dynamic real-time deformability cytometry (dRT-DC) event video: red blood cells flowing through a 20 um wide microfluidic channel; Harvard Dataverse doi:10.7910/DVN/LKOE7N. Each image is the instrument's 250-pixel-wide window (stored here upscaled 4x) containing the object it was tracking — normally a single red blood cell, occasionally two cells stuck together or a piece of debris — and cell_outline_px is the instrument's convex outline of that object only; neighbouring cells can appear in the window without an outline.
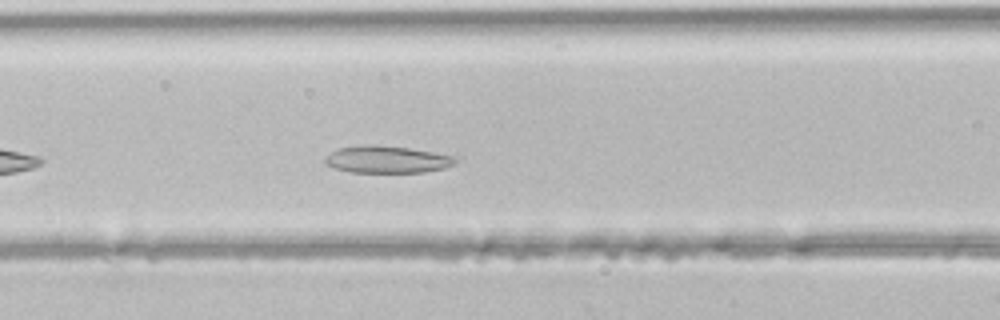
{"species": "common noctule bat (a hibernating species)", "species_latin": "Nyctalus noctula", "temperature_condition": "room temperature", "stored_images_in_passage": 25, "camera_frame_rate_fps": 3000, "um_per_image_px": 0.085, "animal": {"sex": "male", "body_mass_g": 21.5, "forearm_length_mm": 52.0}, "frame": {"image": 1, "passage_image": 6, "time_ms": 1.667, "image_size_px": [1000, 320], "cell_outline_px": [[456, 160], [452, 164], [444, 168], [424, 172], [352, 172], [336, 168], [324, 164], [324, 156], [340, 148], [360, 144], [376, 144], [408, 148], [432, 152], [452, 156]], "centroid_in_image_um": [32.82, 13.54], "position_along_channel_um": 133.8, "area_um2": 20.46}}
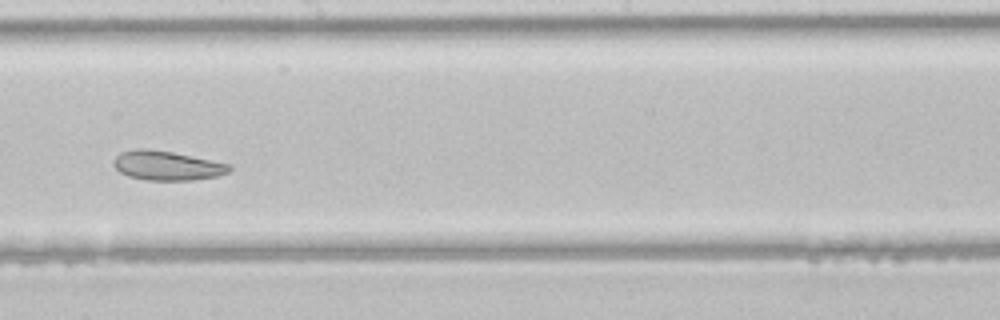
{"frame": {"image": 2, "passage_image": 13, "time_ms": 4.0, "image_size_px": [1000, 320], "cell_outline_px": [[232, 168], [228, 172], [216, 176], [192, 180], [148, 180], [128, 176], [120, 172], [112, 164], [112, 160], [120, 152], [132, 148], [148, 148], [172, 152], [228, 164]], "centroid_in_image_um": [14.11, 14.06], "position_along_channel_um": 234.1, "area_um2": 19.71}}
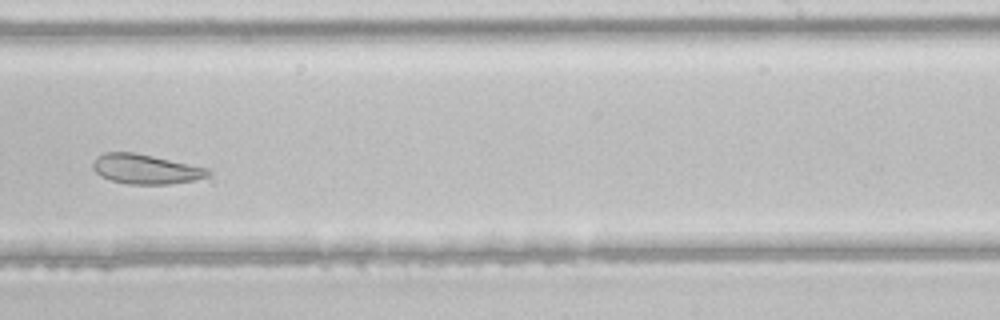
{"frame": {"image": 3, "passage_image": 16, "time_ms": 5.0, "image_size_px": [1000, 320], "cell_outline_px": [[208, 176], [192, 180], [168, 184], [128, 184], [112, 180], [100, 176], [92, 168], [92, 164], [96, 156], [104, 152], [132, 152], [152, 156], [208, 168]], "centroid_in_image_um": [12.31, 14.37], "position_along_channel_um": 276.7, "area_um2": 19.65}}